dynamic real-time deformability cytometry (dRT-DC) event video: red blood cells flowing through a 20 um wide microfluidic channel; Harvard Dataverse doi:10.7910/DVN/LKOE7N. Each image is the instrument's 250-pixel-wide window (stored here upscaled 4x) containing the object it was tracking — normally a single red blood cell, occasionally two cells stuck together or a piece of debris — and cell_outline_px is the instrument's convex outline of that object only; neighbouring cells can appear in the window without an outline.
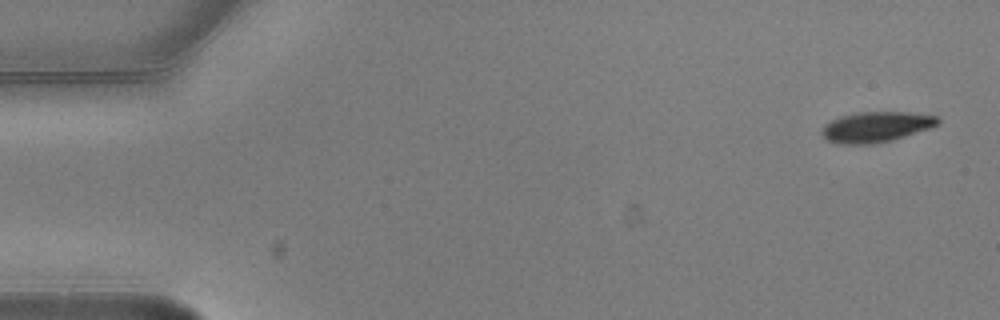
{"species": "common noctule bat (a hibernating species)", "species_latin": "Nyctalus noctula", "temperature_condition": "warm", "stored_images_in_passage": 5, "camera_frame_rate_fps": 3000, "um_per_image_px": 0.085, "animal": {"sex": "male", "body_mass_g": 20.5, "forearm_length_mm": 52.5}, "frame": {"image": 1, "passage_image": 1, "time_ms": 0.0, "image_size_px": [1000, 320], "cell_outline_px": [[940, 124], [932, 128], [892, 140], [872, 144], [836, 144], [824, 140], [820, 132], [824, 124], [840, 116], [860, 112], [912, 112], [940, 116]], "centroid_in_image_um": [74.48, 10.79], "position_along_channel_um": 10.5, "area_um2": 21.04}}
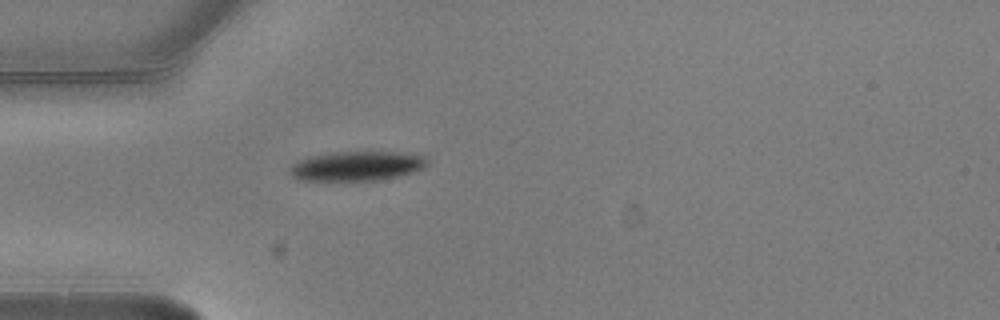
{"frame": {"image": 2, "passage_image": 5, "time_ms": 1.333, "image_size_px": [1000, 320], "cell_outline_px": [[428, 164], [424, 168], [400, 176], [380, 180], [296, 180], [288, 172], [288, 168], [292, 164], [308, 156], [332, 152], [392, 152], [424, 156], [428, 160]], "centroid_in_image_um": [30.29, 14.11], "position_along_channel_um": 54.7, "area_um2": 23.7}}